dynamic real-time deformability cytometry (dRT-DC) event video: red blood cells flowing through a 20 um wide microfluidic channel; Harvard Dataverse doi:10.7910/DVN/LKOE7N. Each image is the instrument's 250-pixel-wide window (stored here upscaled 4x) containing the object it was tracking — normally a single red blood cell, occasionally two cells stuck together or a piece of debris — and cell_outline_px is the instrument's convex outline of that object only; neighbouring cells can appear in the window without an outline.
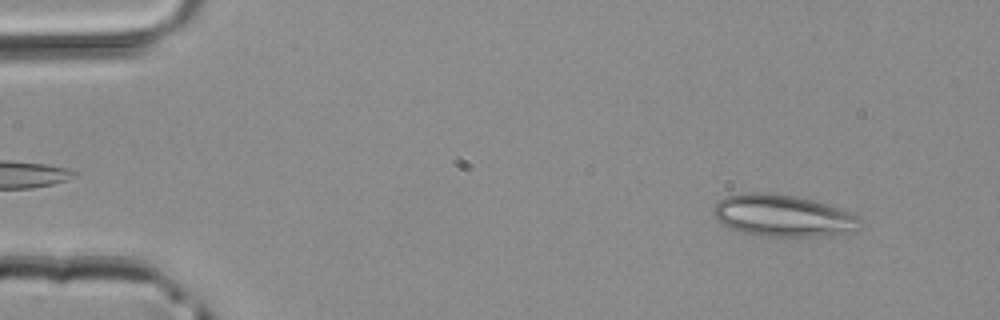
{"species": "common noctule bat (a hibernating species)", "species_latin": "Nyctalus noctula", "temperature_condition": "room temperature", "stored_images_in_passage": 3, "camera_frame_rate_fps": 3000, "um_per_image_px": 0.085, "animal": {"sex": "male", "body_mass_g": 20.4}, "frame": {"image": 1, "passage_image": 3, "time_ms": 0.667, "image_size_px": [1000, 320], "cell_outline_px": [[860, 220], [856, 232], [816, 236], [760, 236], [740, 232], [724, 224], [712, 212], [712, 208], [724, 196], [740, 192], [760, 192], [792, 196], [812, 200], [828, 204], [848, 212], [856, 216]], "centroid_in_image_um": [66.51, 18.33], "position_along_channel_um": 18.5, "area_um2": 35.49}}